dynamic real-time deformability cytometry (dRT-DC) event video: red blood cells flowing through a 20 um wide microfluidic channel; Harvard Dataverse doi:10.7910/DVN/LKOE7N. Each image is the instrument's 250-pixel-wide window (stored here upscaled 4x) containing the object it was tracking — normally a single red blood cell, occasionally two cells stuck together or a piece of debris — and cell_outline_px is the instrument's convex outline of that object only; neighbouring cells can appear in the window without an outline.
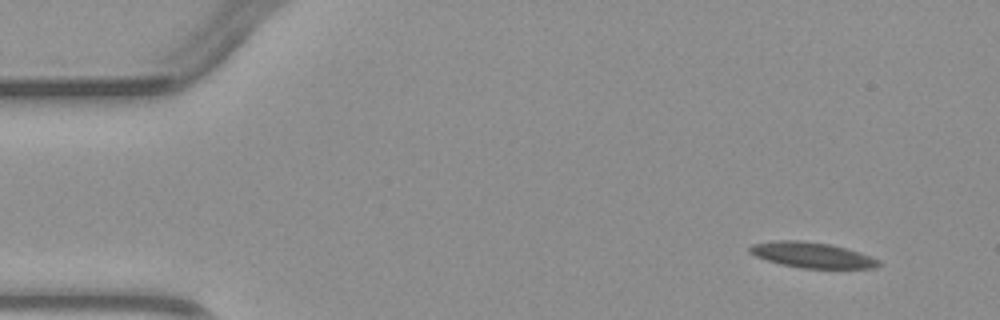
{"species": "common noctule bat (a hibernating species)", "species_latin": "Nyctalus noctula", "temperature_condition": "warm", "stored_images_in_passage": 5, "camera_frame_rate_fps": 3000, "um_per_image_px": 0.085, "animal": {"sex": "male", "body_mass_g": 23.1, "forearm_length_mm": 52.7}, "frame": {"image": 1, "passage_image": 1, "time_ms": 0.0, "image_size_px": [1000, 320], "cell_outline_px": [[880, 264], [876, 268], [804, 268], [780, 264], [756, 256], [748, 252], [748, 248], [752, 244], [776, 240], [800, 240], [828, 244], [844, 248], [872, 256], [880, 260]], "centroid_in_image_um": [69.01, 21.67], "position_along_channel_um": 16.0, "area_um2": 19.02}}
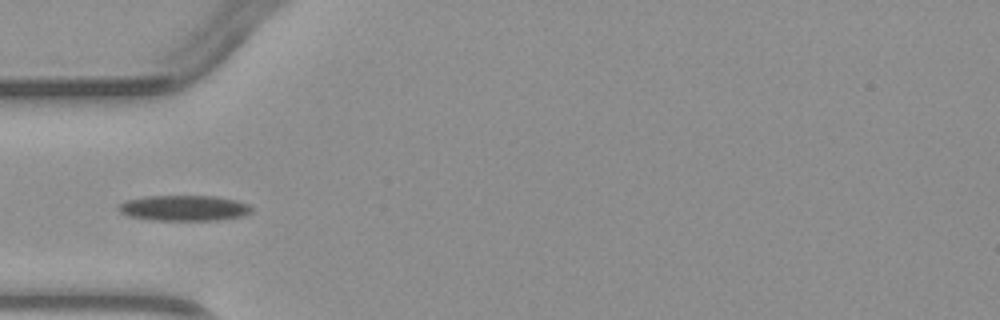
{"frame": {"image": 2, "passage_image": 4, "time_ms": 3.667, "image_size_px": [1000, 320], "cell_outline_px": [[252, 212], [244, 216], [216, 220], [152, 220], [128, 216], [120, 212], [116, 208], [120, 204], [128, 200], [144, 196], [216, 196], [236, 200], [248, 204], [252, 208]], "centroid_in_image_um": [15.65, 17.68], "position_along_channel_um": 69.3, "area_um2": 19.88}}
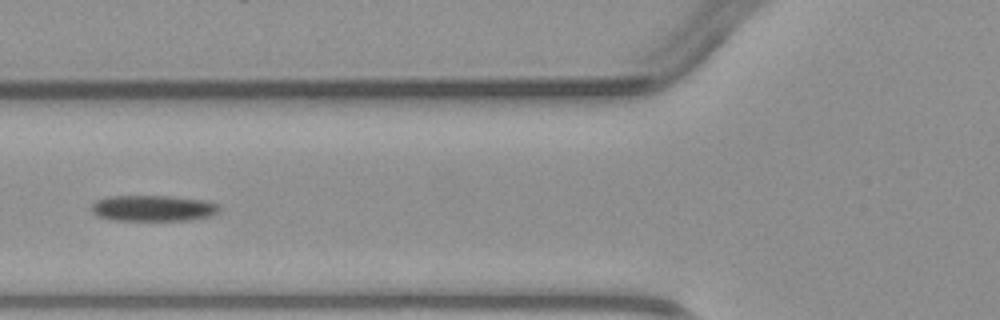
{"frame": {"image": 3, "passage_image": 5, "time_ms": 4.667, "image_size_px": [1000, 320], "cell_outline_px": [[220, 212], [212, 216], [188, 220], [112, 220], [96, 216], [92, 212], [92, 204], [96, 200], [108, 196], [168, 196], [208, 200], [216, 204], [220, 208]], "centroid_in_image_um": [13.03, 17.7], "position_along_channel_um": 112.8, "area_um2": 19.54}}